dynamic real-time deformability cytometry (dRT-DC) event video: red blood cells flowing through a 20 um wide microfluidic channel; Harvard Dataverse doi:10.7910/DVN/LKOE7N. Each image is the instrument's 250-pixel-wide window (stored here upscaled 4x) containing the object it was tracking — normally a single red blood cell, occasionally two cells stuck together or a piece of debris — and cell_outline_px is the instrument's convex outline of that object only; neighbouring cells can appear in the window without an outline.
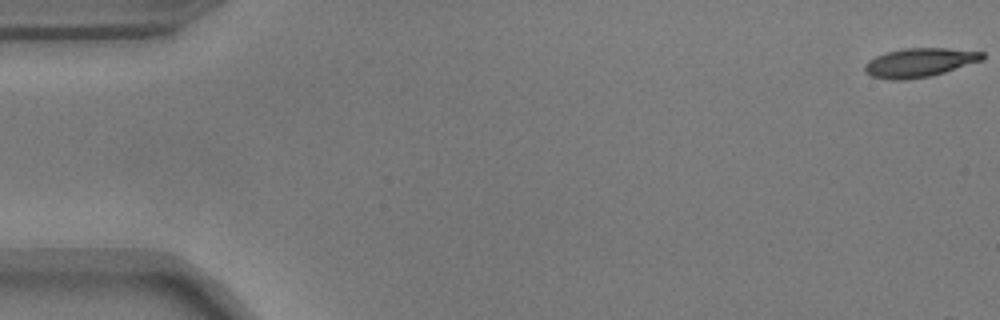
{"species": "common noctule bat (a hibernating species)", "species_latin": "Nyctalus noctula", "temperature_condition": "warm", "stored_images_in_passage": 5, "camera_frame_rate_fps": 3000, "um_per_image_px": 0.085, "animal": {"sex": "male", "body_mass_g": 17.9}, "frame": {"image": 1, "passage_image": 1, "time_ms": 0.0, "image_size_px": [1000, 320], "cell_outline_px": [[984, 60], [944, 72], [928, 76], [908, 80], [888, 80], [872, 76], [864, 72], [864, 64], [868, 60], [876, 56], [888, 52], [904, 48], [948, 48], [984, 52]], "centroid_in_image_um": [78.14, 5.32], "position_along_channel_um": 6.9, "area_um2": 19.88}}